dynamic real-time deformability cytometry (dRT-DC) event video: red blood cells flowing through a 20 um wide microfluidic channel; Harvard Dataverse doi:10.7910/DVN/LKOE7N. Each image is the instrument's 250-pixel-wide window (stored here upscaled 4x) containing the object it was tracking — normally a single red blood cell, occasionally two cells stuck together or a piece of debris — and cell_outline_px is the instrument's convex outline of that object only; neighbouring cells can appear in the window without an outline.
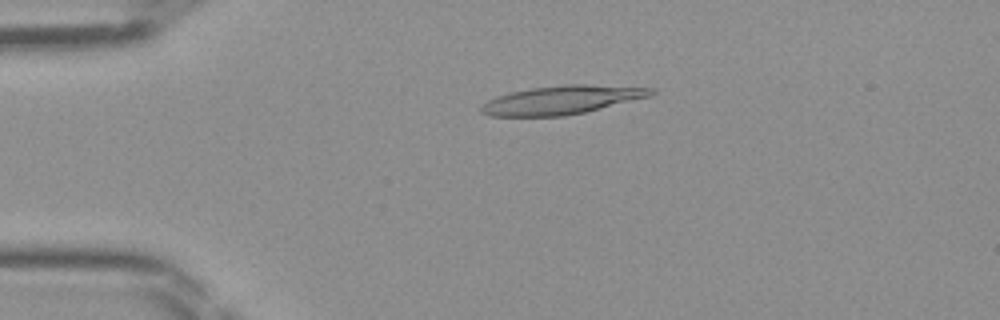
{"species": "Egyptian fruit bat (a non-hibernating species)", "species_latin": "Rousettus aegyptiacus", "temperature_condition": "room temperature", "stored_images_in_passage": 46, "camera_frame_rate_fps": 3000, "um_per_image_px": 0.085, "frame": {"image": 1, "passage_image": 10, "time_ms": 3.0, "image_size_px": [1000, 320], "cell_outline_px": [[656, 92], [648, 96], [584, 112], [564, 116], [488, 116], [480, 112], [480, 108], [488, 100], [496, 96], [508, 92], [532, 88], [564, 84], [584, 84], [656, 88]], "centroid_in_image_um": [47.7, 8.49], "position_along_channel_um": 37.3, "area_um2": 28.09}}
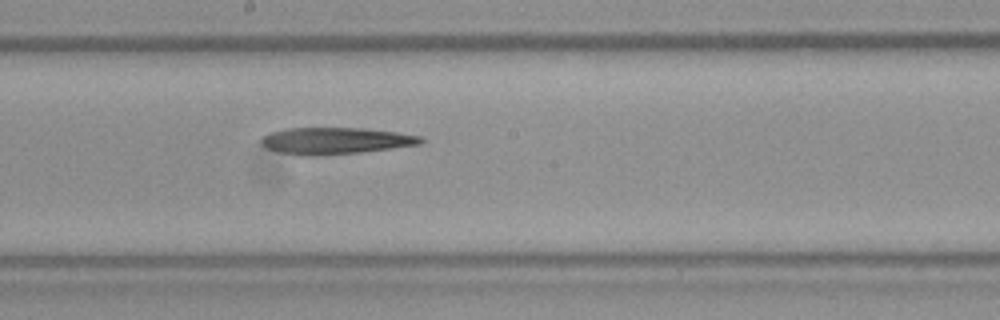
{"frame": {"image": 2, "passage_image": 25, "time_ms": 8.0, "image_size_px": [1000, 320], "cell_outline_px": [[424, 140], [420, 144], [392, 148], [360, 152], [316, 156], [300, 156], [276, 152], [260, 144], [260, 140], [264, 136], [272, 132], [284, 128], [368, 128], [424, 136]], "centroid_in_image_um": [28.5, 11.97], "position_along_channel_um": 219.7, "area_um2": 25.03}}
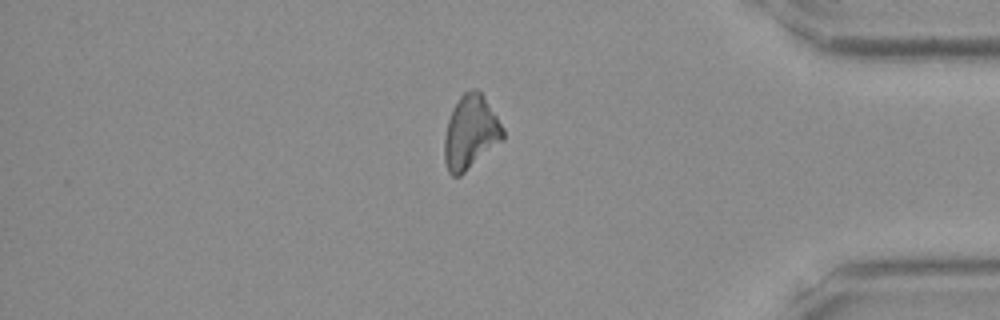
{"frame": {"image": 3, "passage_image": 39, "time_ms": 12.667, "image_size_px": [1000, 320], "cell_outline_px": [[504, 140], [460, 176], [452, 176], [448, 172], [444, 160], [444, 136], [448, 120], [460, 96], [464, 92], [472, 88], [476, 88], [484, 96], [504, 128]], "centroid_in_image_um": [40.0, 11.27], "position_along_channel_um": 395.2, "area_um2": 25.2}}